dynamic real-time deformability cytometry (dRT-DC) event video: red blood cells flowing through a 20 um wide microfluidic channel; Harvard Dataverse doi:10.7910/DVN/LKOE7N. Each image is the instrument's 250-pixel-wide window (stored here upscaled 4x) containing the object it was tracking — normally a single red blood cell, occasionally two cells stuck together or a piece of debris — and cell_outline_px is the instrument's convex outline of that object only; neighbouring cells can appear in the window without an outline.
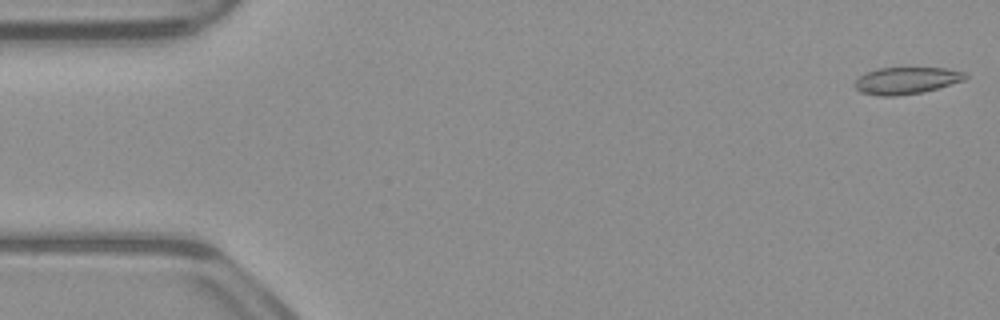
{"species": "common noctule bat (a hibernating species)", "species_latin": "Nyctalus noctula", "temperature_condition": "warm", "stored_images_in_passage": 52, "camera_frame_rate_fps": 3000, "um_per_image_px": 0.085, "animal": {"sex": "male", "body_mass_g": 23.1, "forearm_length_mm": 52.7}, "frame": {"image": 1, "passage_image": 1, "time_ms": 0.0, "image_size_px": [1000, 320], "cell_outline_px": [[968, 76], [964, 80], [936, 88], [920, 92], [896, 96], [880, 96], [860, 92], [856, 88], [856, 80], [860, 76], [868, 72], [880, 68], [948, 68], [968, 72]], "centroid_in_image_um": [77.08, 6.84], "position_along_channel_um": 7.9, "area_um2": 17.11}}
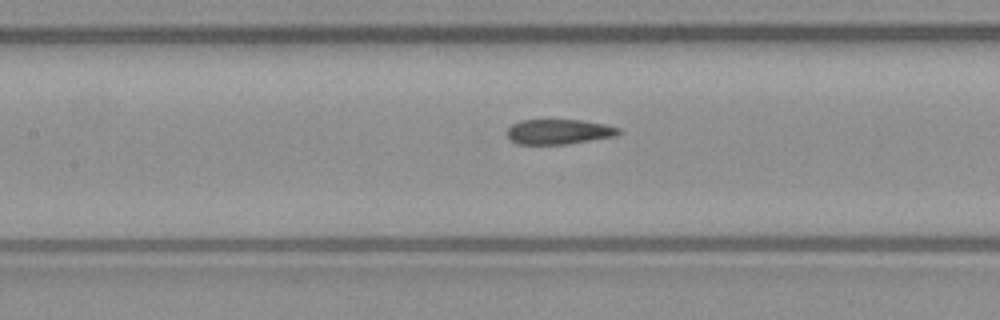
{"frame": {"image": 2, "passage_image": 23, "time_ms": 7.333, "image_size_px": [1000, 320], "cell_outline_px": [[620, 132], [616, 136], [568, 144], [516, 144], [508, 136], [508, 128], [512, 124], [520, 120], [580, 120], [604, 124], [620, 128]], "centroid_in_image_um": [47.5, 11.2], "position_along_channel_um": 159.9, "area_um2": 16.18}}
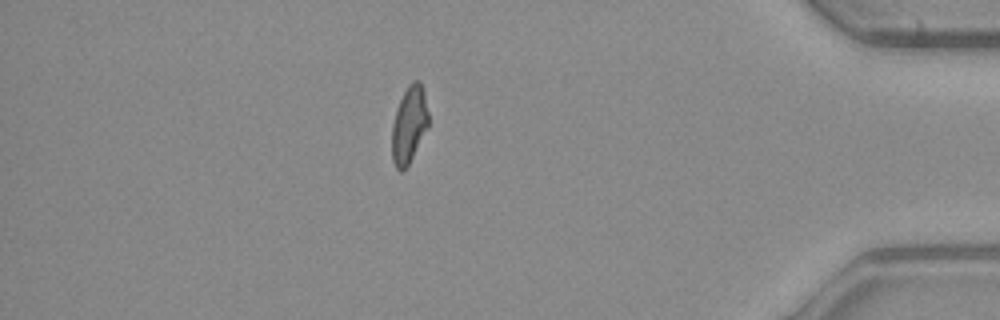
{"frame": {"image": 3, "passage_image": 45, "time_ms": 14.667, "image_size_px": [1000, 320], "cell_outline_px": [[428, 128], [408, 164], [400, 172], [396, 168], [392, 160], [392, 124], [396, 108], [408, 84], [412, 80], [420, 80], [424, 92], [428, 112]], "centroid_in_image_um": [34.77, 10.57], "position_along_channel_um": 400.4, "area_um2": 16.36}, "authors_computed_cell_mechanics": {"area_um2": 17.3689, "velocity_mm_per_s": 3.9168, "shape_relaxation_time_tau1_ms": null, "shape_relaxation_time_tau2_ms": 2.6376, "deformation_change_tau1": null, "deformation_change_tau2": 0.0778}}